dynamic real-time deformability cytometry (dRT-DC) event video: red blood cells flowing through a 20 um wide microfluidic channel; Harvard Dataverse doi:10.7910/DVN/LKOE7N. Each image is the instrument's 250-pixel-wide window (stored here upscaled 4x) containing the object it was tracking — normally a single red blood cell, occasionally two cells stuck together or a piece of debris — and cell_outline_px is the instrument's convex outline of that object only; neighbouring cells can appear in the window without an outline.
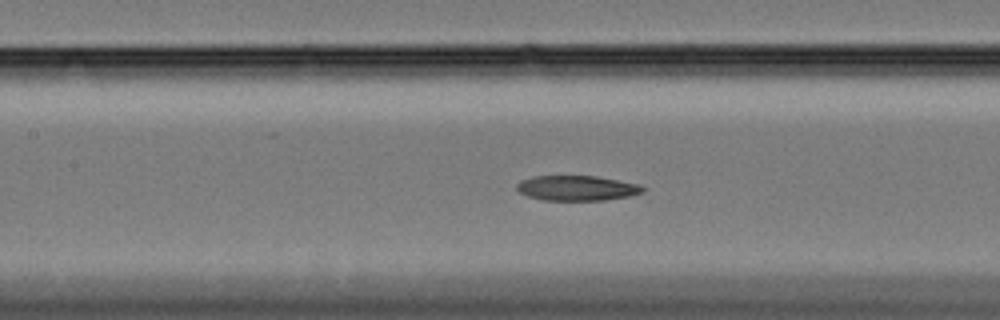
{"species": "Egyptian fruit bat (a non-hibernating species)", "species_latin": "Rousettus aegyptiacus", "temperature_condition": "cold", "stored_images_in_passage": 61, "camera_frame_rate_fps": 3000, "um_per_image_px": 0.085, "animal": {"sex": "female"}, "frame": {"image": 1, "passage_image": 28, "time_ms": 9.0, "image_size_px": [1000, 320], "cell_outline_px": [[644, 192], [628, 196], [604, 200], [540, 200], [528, 196], [520, 192], [516, 188], [516, 184], [520, 180], [532, 176], [596, 176], [640, 184], [644, 188]], "centroid_in_image_um": [49.01, 15.98], "position_along_channel_um": 158.4, "area_um2": 18.44}}
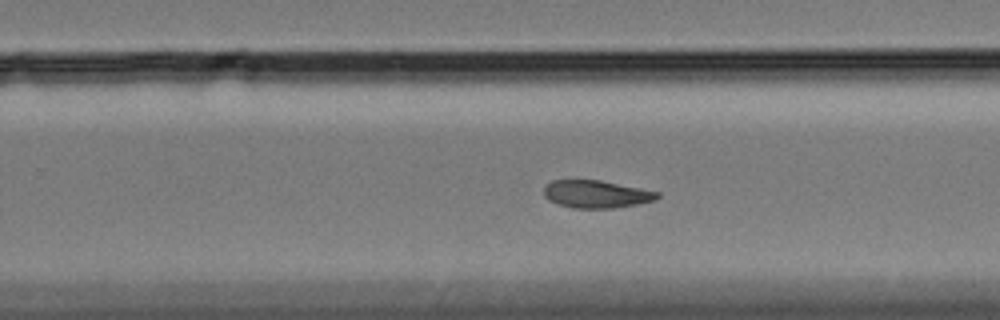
{"frame": {"image": 2, "passage_image": 39, "time_ms": 12.667, "image_size_px": [1000, 320], "cell_outline_px": [[660, 196], [652, 200], [636, 204], [612, 208], [572, 208], [556, 204], [548, 200], [544, 196], [544, 184], [552, 180], [600, 180], [660, 192]], "centroid_in_image_um": [50.61, 16.5], "position_along_channel_um": 279.2, "area_um2": 18.26}}
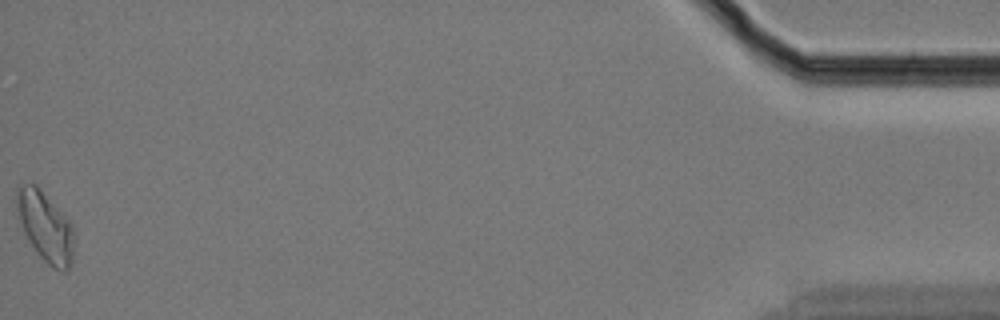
{"frame": {"image": 3, "passage_image": 61, "time_ms": 20.0, "image_size_px": [1000, 320], "cell_outline_px": [[72, 264], [64, 272], [52, 268], [36, 252], [24, 232], [20, 220], [16, 204], [16, 188], [20, 184], [36, 184], [72, 224]], "centroid_in_image_um": [3.84, 19.26], "position_along_channel_um": 431.4, "area_um2": 22.89}}